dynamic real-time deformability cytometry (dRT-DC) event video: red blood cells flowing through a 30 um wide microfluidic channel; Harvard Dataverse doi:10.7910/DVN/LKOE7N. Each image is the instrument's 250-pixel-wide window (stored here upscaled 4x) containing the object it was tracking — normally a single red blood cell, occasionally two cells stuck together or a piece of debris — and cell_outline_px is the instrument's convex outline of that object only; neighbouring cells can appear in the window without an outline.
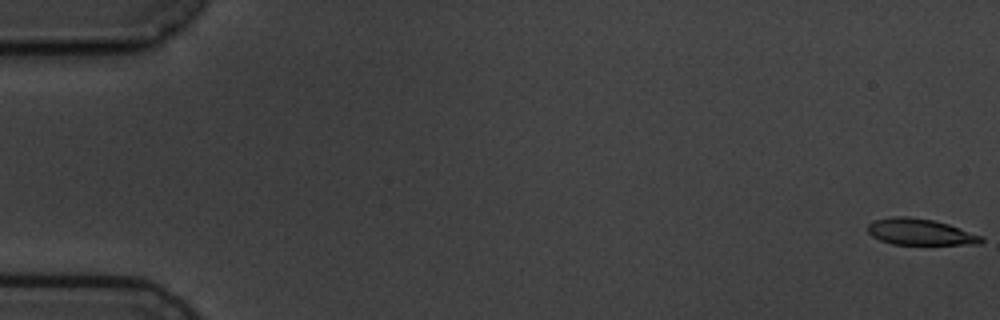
{"species": "common noctule bat (a hibernating species)", "species_latin": "Nyctalus noctula", "temperature_condition": "cold", "stored_images_in_passage": 6, "camera_frame_rate_fps": 3000, "um_per_image_px": 0.085, "animal": {"sex": "male", "body_mass_g": 19.5, "forearm_length_mm": 54.6}, "frame": {"image": 1, "passage_image": 1, "time_ms": 0.0, "image_size_px": [1000, 320], "cell_outline_px": [[984, 240], [980, 244], [892, 244], [880, 240], [872, 236], [868, 232], [868, 224], [876, 220], [892, 216], [908, 216], [932, 220], [948, 224], [984, 236]], "centroid_in_image_um": [78.23, 19.71], "position_along_channel_um": 6.8, "area_um2": 17.34}}
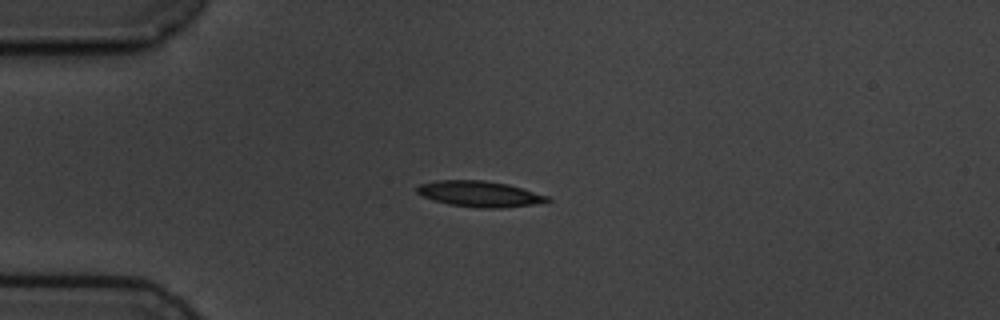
{"frame": {"image": 2, "passage_image": 5, "time_ms": 4.667, "image_size_px": [1000, 320], "cell_outline_px": [[552, 200], [532, 204], [500, 208], [480, 208], [448, 204], [424, 196], [416, 192], [416, 188], [420, 184], [436, 180], [484, 180], [508, 184], [548, 196]], "centroid_in_image_um": [40.75, 16.47], "position_along_channel_um": 44.3, "area_um2": 19.36}}